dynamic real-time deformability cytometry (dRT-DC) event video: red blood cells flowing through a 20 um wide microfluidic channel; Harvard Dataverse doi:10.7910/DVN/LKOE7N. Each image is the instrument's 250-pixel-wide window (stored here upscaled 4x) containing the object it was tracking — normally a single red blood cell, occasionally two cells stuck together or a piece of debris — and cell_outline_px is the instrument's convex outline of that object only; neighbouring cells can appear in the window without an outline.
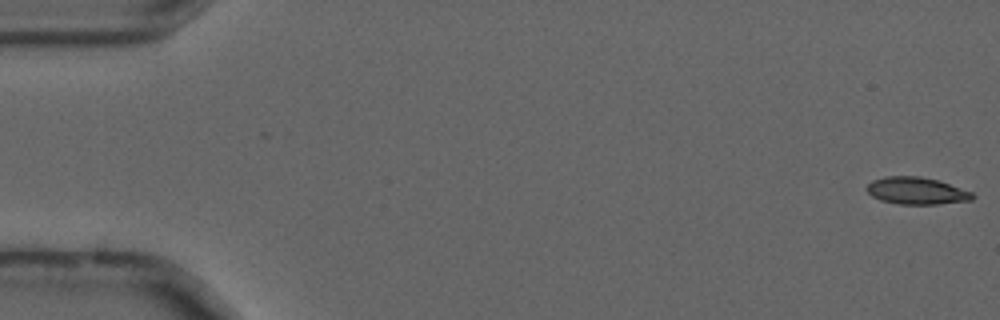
{"species": "common noctule bat (a hibernating species)", "species_latin": "Nyctalus noctula", "temperature_condition": "cold", "stored_images_in_passage": 55, "camera_frame_rate_fps": 3000, "um_per_image_px": 0.085, "animal": {"sex": "male", "forearm_length_mm": 52.5}, "frame": {"image": 1, "passage_image": 1, "time_ms": 0.0, "image_size_px": [1000, 320], "cell_outline_px": [[976, 196], [972, 200], [936, 204], [900, 204], [880, 200], [872, 196], [864, 188], [872, 180], [884, 176], [920, 176], [940, 180], [972, 192]], "centroid_in_image_um": [77.9, 16.21], "position_along_channel_um": 7.1, "area_um2": 16.88}}
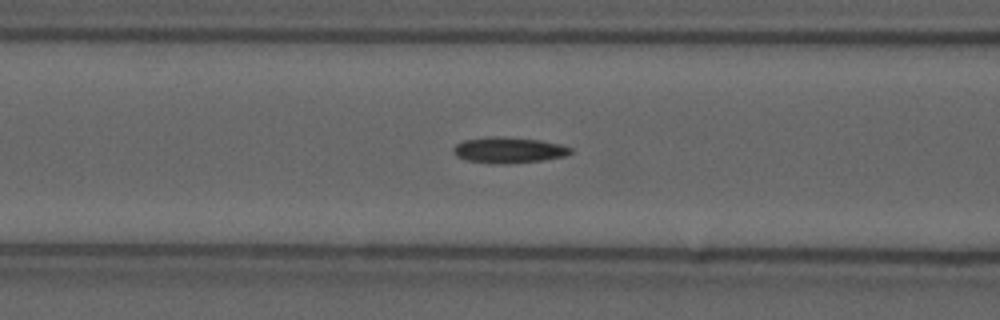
{"frame": {"image": 2, "passage_image": 22, "time_ms": 7.0, "image_size_px": [1000, 320], "cell_outline_px": [[572, 152], [564, 156], [544, 160], [508, 164], [492, 164], [464, 160], [456, 156], [452, 152], [452, 148], [456, 144], [464, 140], [492, 136], [540, 140], [560, 144], [572, 148]], "centroid_in_image_um": [43.19, 12.77], "position_along_channel_um": 123.4, "area_um2": 17.8}}
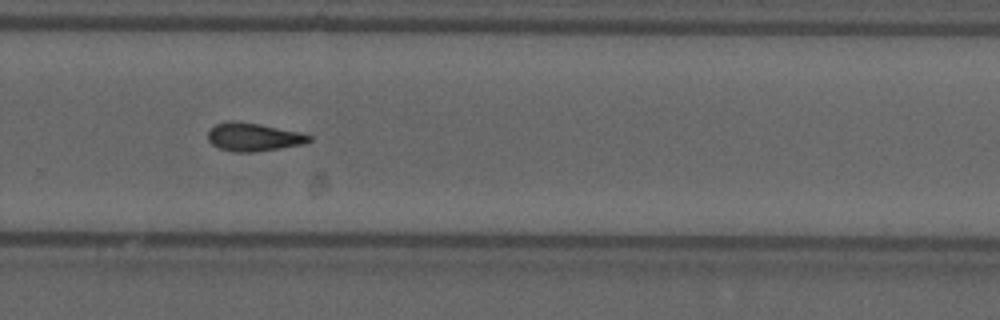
{"frame": {"image": 3, "passage_image": 37, "time_ms": 12.0, "image_size_px": [1000, 320], "cell_outline_px": [[312, 140], [304, 144], [256, 152], [232, 152], [216, 148], [208, 140], [208, 132], [216, 124], [232, 120], [260, 124], [300, 132], [312, 136]], "centroid_in_image_um": [21.54, 11.66], "position_along_channel_um": 308.3, "area_um2": 16.76}}